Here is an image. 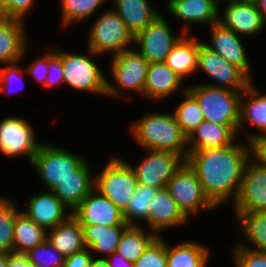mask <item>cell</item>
Returning a JSON list of instances; mask_svg holds the SVG:
<instances>
[{
	"label": "cell",
	"instance_id": "obj_52",
	"mask_svg": "<svg viewBox=\"0 0 266 267\" xmlns=\"http://www.w3.org/2000/svg\"><path fill=\"white\" fill-rule=\"evenodd\" d=\"M9 0H0V15L7 9Z\"/></svg>",
	"mask_w": 266,
	"mask_h": 267
},
{
	"label": "cell",
	"instance_id": "obj_38",
	"mask_svg": "<svg viewBox=\"0 0 266 267\" xmlns=\"http://www.w3.org/2000/svg\"><path fill=\"white\" fill-rule=\"evenodd\" d=\"M28 260L37 267H63L65 256L48 240L25 253Z\"/></svg>",
	"mask_w": 266,
	"mask_h": 267
},
{
	"label": "cell",
	"instance_id": "obj_16",
	"mask_svg": "<svg viewBox=\"0 0 266 267\" xmlns=\"http://www.w3.org/2000/svg\"><path fill=\"white\" fill-rule=\"evenodd\" d=\"M72 215L81 225H128L124 221L123 212L96 189L84 197Z\"/></svg>",
	"mask_w": 266,
	"mask_h": 267
},
{
	"label": "cell",
	"instance_id": "obj_4",
	"mask_svg": "<svg viewBox=\"0 0 266 267\" xmlns=\"http://www.w3.org/2000/svg\"><path fill=\"white\" fill-rule=\"evenodd\" d=\"M132 48L124 50L111 58L109 68L110 74L113 81L117 84L111 83L107 79L106 96L108 98H126L123 94L125 91L126 93L130 91L131 93L135 92V94L137 93L144 96V87L149 62L136 50V48Z\"/></svg>",
	"mask_w": 266,
	"mask_h": 267
},
{
	"label": "cell",
	"instance_id": "obj_1",
	"mask_svg": "<svg viewBox=\"0 0 266 267\" xmlns=\"http://www.w3.org/2000/svg\"><path fill=\"white\" fill-rule=\"evenodd\" d=\"M250 160L249 143L188 152L187 162L196 171L203 191L216 207L236 200L243 170ZM227 202V203H226Z\"/></svg>",
	"mask_w": 266,
	"mask_h": 267
},
{
	"label": "cell",
	"instance_id": "obj_35",
	"mask_svg": "<svg viewBox=\"0 0 266 267\" xmlns=\"http://www.w3.org/2000/svg\"><path fill=\"white\" fill-rule=\"evenodd\" d=\"M109 0H60L61 27L85 21L94 16L95 11L104 6ZM100 7V8H99Z\"/></svg>",
	"mask_w": 266,
	"mask_h": 267
},
{
	"label": "cell",
	"instance_id": "obj_5",
	"mask_svg": "<svg viewBox=\"0 0 266 267\" xmlns=\"http://www.w3.org/2000/svg\"><path fill=\"white\" fill-rule=\"evenodd\" d=\"M95 175V186L101 195L109 198L122 212L129 205L138 181L129 162L120 157L109 158L105 167Z\"/></svg>",
	"mask_w": 266,
	"mask_h": 267
},
{
	"label": "cell",
	"instance_id": "obj_3",
	"mask_svg": "<svg viewBox=\"0 0 266 267\" xmlns=\"http://www.w3.org/2000/svg\"><path fill=\"white\" fill-rule=\"evenodd\" d=\"M187 90L198 101L205 121L222 126H234L238 130L243 91H232L207 83L188 85Z\"/></svg>",
	"mask_w": 266,
	"mask_h": 267
},
{
	"label": "cell",
	"instance_id": "obj_22",
	"mask_svg": "<svg viewBox=\"0 0 266 267\" xmlns=\"http://www.w3.org/2000/svg\"><path fill=\"white\" fill-rule=\"evenodd\" d=\"M25 22L0 16V63L23 60L29 49V38ZM27 50V51H26Z\"/></svg>",
	"mask_w": 266,
	"mask_h": 267
},
{
	"label": "cell",
	"instance_id": "obj_42",
	"mask_svg": "<svg viewBox=\"0 0 266 267\" xmlns=\"http://www.w3.org/2000/svg\"><path fill=\"white\" fill-rule=\"evenodd\" d=\"M48 76L45 81L44 87H56L64 84V74L61 60V49L49 48L48 49Z\"/></svg>",
	"mask_w": 266,
	"mask_h": 267
},
{
	"label": "cell",
	"instance_id": "obj_44",
	"mask_svg": "<svg viewBox=\"0 0 266 267\" xmlns=\"http://www.w3.org/2000/svg\"><path fill=\"white\" fill-rule=\"evenodd\" d=\"M250 160L266 168V134L251 138L249 141Z\"/></svg>",
	"mask_w": 266,
	"mask_h": 267
},
{
	"label": "cell",
	"instance_id": "obj_19",
	"mask_svg": "<svg viewBox=\"0 0 266 267\" xmlns=\"http://www.w3.org/2000/svg\"><path fill=\"white\" fill-rule=\"evenodd\" d=\"M185 81L165 62L149 63L144 87V97L152 101H163L177 92L187 90Z\"/></svg>",
	"mask_w": 266,
	"mask_h": 267
},
{
	"label": "cell",
	"instance_id": "obj_2",
	"mask_svg": "<svg viewBox=\"0 0 266 267\" xmlns=\"http://www.w3.org/2000/svg\"><path fill=\"white\" fill-rule=\"evenodd\" d=\"M131 123L130 135L143 150L170 151L187 160L188 137L173 113H146Z\"/></svg>",
	"mask_w": 266,
	"mask_h": 267
},
{
	"label": "cell",
	"instance_id": "obj_20",
	"mask_svg": "<svg viewBox=\"0 0 266 267\" xmlns=\"http://www.w3.org/2000/svg\"><path fill=\"white\" fill-rule=\"evenodd\" d=\"M188 218L178 208L167 188L159 189L151 200L147 231L155 233L158 237L163 230L184 226Z\"/></svg>",
	"mask_w": 266,
	"mask_h": 267
},
{
	"label": "cell",
	"instance_id": "obj_26",
	"mask_svg": "<svg viewBox=\"0 0 266 267\" xmlns=\"http://www.w3.org/2000/svg\"><path fill=\"white\" fill-rule=\"evenodd\" d=\"M114 11L135 37L161 13L149 0H112Z\"/></svg>",
	"mask_w": 266,
	"mask_h": 267
},
{
	"label": "cell",
	"instance_id": "obj_10",
	"mask_svg": "<svg viewBox=\"0 0 266 267\" xmlns=\"http://www.w3.org/2000/svg\"><path fill=\"white\" fill-rule=\"evenodd\" d=\"M197 70L204 71L215 81L207 85L232 91H244L253 82L241 68L226 61L218 53L207 47L203 41L199 45Z\"/></svg>",
	"mask_w": 266,
	"mask_h": 267
},
{
	"label": "cell",
	"instance_id": "obj_8",
	"mask_svg": "<svg viewBox=\"0 0 266 267\" xmlns=\"http://www.w3.org/2000/svg\"><path fill=\"white\" fill-rule=\"evenodd\" d=\"M89 31L87 48L98 55L114 56L134 45V36L113 8L101 13Z\"/></svg>",
	"mask_w": 266,
	"mask_h": 267
},
{
	"label": "cell",
	"instance_id": "obj_31",
	"mask_svg": "<svg viewBox=\"0 0 266 267\" xmlns=\"http://www.w3.org/2000/svg\"><path fill=\"white\" fill-rule=\"evenodd\" d=\"M209 249L194 240L174 246L167 243V267H207Z\"/></svg>",
	"mask_w": 266,
	"mask_h": 267
},
{
	"label": "cell",
	"instance_id": "obj_21",
	"mask_svg": "<svg viewBox=\"0 0 266 267\" xmlns=\"http://www.w3.org/2000/svg\"><path fill=\"white\" fill-rule=\"evenodd\" d=\"M168 13L185 24L181 29L189 34L192 24L209 26L218 22V5L213 0H168Z\"/></svg>",
	"mask_w": 266,
	"mask_h": 267
},
{
	"label": "cell",
	"instance_id": "obj_12",
	"mask_svg": "<svg viewBox=\"0 0 266 267\" xmlns=\"http://www.w3.org/2000/svg\"><path fill=\"white\" fill-rule=\"evenodd\" d=\"M168 23L160 14L134 37L136 50L149 63L165 62L173 46L184 35L183 32L176 35Z\"/></svg>",
	"mask_w": 266,
	"mask_h": 267
},
{
	"label": "cell",
	"instance_id": "obj_53",
	"mask_svg": "<svg viewBox=\"0 0 266 267\" xmlns=\"http://www.w3.org/2000/svg\"><path fill=\"white\" fill-rule=\"evenodd\" d=\"M217 5L218 8H220V4L223 3L224 0H213Z\"/></svg>",
	"mask_w": 266,
	"mask_h": 267
},
{
	"label": "cell",
	"instance_id": "obj_46",
	"mask_svg": "<svg viewBox=\"0 0 266 267\" xmlns=\"http://www.w3.org/2000/svg\"><path fill=\"white\" fill-rule=\"evenodd\" d=\"M93 258L89 248L65 257L63 267H89Z\"/></svg>",
	"mask_w": 266,
	"mask_h": 267
},
{
	"label": "cell",
	"instance_id": "obj_49",
	"mask_svg": "<svg viewBox=\"0 0 266 267\" xmlns=\"http://www.w3.org/2000/svg\"><path fill=\"white\" fill-rule=\"evenodd\" d=\"M89 267H108V263L105 258H98L96 255L91 259Z\"/></svg>",
	"mask_w": 266,
	"mask_h": 267
},
{
	"label": "cell",
	"instance_id": "obj_39",
	"mask_svg": "<svg viewBox=\"0 0 266 267\" xmlns=\"http://www.w3.org/2000/svg\"><path fill=\"white\" fill-rule=\"evenodd\" d=\"M133 267H167V242L165 238L163 236L157 237L133 263Z\"/></svg>",
	"mask_w": 266,
	"mask_h": 267
},
{
	"label": "cell",
	"instance_id": "obj_18",
	"mask_svg": "<svg viewBox=\"0 0 266 267\" xmlns=\"http://www.w3.org/2000/svg\"><path fill=\"white\" fill-rule=\"evenodd\" d=\"M210 27L211 42L205 45L218 53L226 61L241 68L253 81L251 64L243 42L233 30L224 28L218 22Z\"/></svg>",
	"mask_w": 266,
	"mask_h": 267
},
{
	"label": "cell",
	"instance_id": "obj_48",
	"mask_svg": "<svg viewBox=\"0 0 266 267\" xmlns=\"http://www.w3.org/2000/svg\"><path fill=\"white\" fill-rule=\"evenodd\" d=\"M108 267H133V263L127 261L123 256L119 255L117 252L112 253L105 258Z\"/></svg>",
	"mask_w": 266,
	"mask_h": 267
},
{
	"label": "cell",
	"instance_id": "obj_51",
	"mask_svg": "<svg viewBox=\"0 0 266 267\" xmlns=\"http://www.w3.org/2000/svg\"><path fill=\"white\" fill-rule=\"evenodd\" d=\"M0 267H7V253L0 252Z\"/></svg>",
	"mask_w": 266,
	"mask_h": 267
},
{
	"label": "cell",
	"instance_id": "obj_14",
	"mask_svg": "<svg viewBox=\"0 0 266 267\" xmlns=\"http://www.w3.org/2000/svg\"><path fill=\"white\" fill-rule=\"evenodd\" d=\"M225 2L227 5L222 9L223 12L218 8V23L221 26L245 38L265 31L266 22L254 1L224 0L223 3Z\"/></svg>",
	"mask_w": 266,
	"mask_h": 267
},
{
	"label": "cell",
	"instance_id": "obj_30",
	"mask_svg": "<svg viewBox=\"0 0 266 267\" xmlns=\"http://www.w3.org/2000/svg\"><path fill=\"white\" fill-rule=\"evenodd\" d=\"M236 222L238 223L236 231H239L251 243L247 246L239 241L235 246H242L250 250L266 253V211L247 213L244 211H234ZM254 245V247H252Z\"/></svg>",
	"mask_w": 266,
	"mask_h": 267
},
{
	"label": "cell",
	"instance_id": "obj_25",
	"mask_svg": "<svg viewBox=\"0 0 266 267\" xmlns=\"http://www.w3.org/2000/svg\"><path fill=\"white\" fill-rule=\"evenodd\" d=\"M237 136L238 130L234 126H222L204 120L188 137V152L231 145Z\"/></svg>",
	"mask_w": 266,
	"mask_h": 267
},
{
	"label": "cell",
	"instance_id": "obj_17",
	"mask_svg": "<svg viewBox=\"0 0 266 267\" xmlns=\"http://www.w3.org/2000/svg\"><path fill=\"white\" fill-rule=\"evenodd\" d=\"M26 204L25 211L21 212L47 231L72 215V211L49 190L31 195Z\"/></svg>",
	"mask_w": 266,
	"mask_h": 267
},
{
	"label": "cell",
	"instance_id": "obj_40",
	"mask_svg": "<svg viewBox=\"0 0 266 267\" xmlns=\"http://www.w3.org/2000/svg\"><path fill=\"white\" fill-rule=\"evenodd\" d=\"M19 62L20 61H17L14 63L2 64L4 65V67L0 68V94L1 93L7 94V92L13 94L14 88L12 84H15V83L18 85V91H19V88L23 87L21 84H23L24 82L23 81L24 75H25L24 72H26V69H23L22 65H19Z\"/></svg>",
	"mask_w": 266,
	"mask_h": 267
},
{
	"label": "cell",
	"instance_id": "obj_13",
	"mask_svg": "<svg viewBox=\"0 0 266 267\" xmlns=\"http://www.w3.org/2000/svg\"><path fill=\"white\" fill-rule=\"evenodd\" d=\"M146 155L136 166L131 165L138 183L156 188H167L169 180L186 161L170 151L144 150Z\"/></svg>",
	"mask_w": 266,
	"mask_h": 267
},
{
	"label": "cell",
	"instance_id": "obj_11",
	"mask_svg": "<svg viewBox=\"0 0 266 267\" xmlns=\"http://www.w3.org/2000/svg\"><path fill=\"white\" fill-rule=\"evenodd\" d=\"M42 144L25 118L8 116L0 121V153L4 157L26 156L31 163Z\"/></svg>",
	"mask_w": 266,
	"mask_h": 267
},
{
	"label": "cell",
	"instance_id": "obj_41",
	"mask_svg": "<svg viewBox=\"0 0 266 267\" xmlns=\"http://www.w3.org/2000/svg\"><path fill=\"white\" fill-rule=\"evenodd\" d=\"M234 267H266V253L257 252L242 246H233Z\"/></svg>",
	"mask_w": 266,
	"mask_h": 267
},
{
	"label": "cell",
	"instance_id": "obj_32",
	"mask_svg": "<svg viewBox=\"0 0 266 267\" xmlns=\"http://www.w3.org/2000/svg\"><path fill=\"white\" fill-rule=\"evenodd\" d=\"M13 235V253L17 254H25L47 240V230L21 211L15 217Z\"/></svg>",
	"mask_w": 266,
	"mask_h": 267
},
{
	"label": "cell",
	"instance_id": "obj_28",
	"mask_svg": "<svg viewBox=\"0 0 266 267\" xmlns=\"http://www.w3.org/2000/svg\"><path fill=\"white\" fill-rule=\"evenodd\" d=\"M47 240L65 257L86 248L83 227L73 215L49 229Z\"/></svg>",
	"mask_w": 266,
	"mask_h": 267
},
{
	"label": "cell",
	"instance_id": "obj_6",
	"mask_svg": "<svg viewBox=\"0 0 266 267\" xmlns=\"http://www.w3.org/2000/svg\"><path fill=\"white\" fill-rule=\"evenodd\" d=\"M86 160L87 158L70 150L43 142L30 164L38 177L40 176L41 183L45 184L47 190L52 191L59 182L72 176Z\"/></svg>",
	"mask_w": 266,
	"mask_h": 267
},
{
	"label": "cell",
	"instance_id": "obj_9",
	"mask_svg": "<svg viewBox=\"0 0 266 267\" xmlns=\"http://www.w3.org/2000/svg\"><path fill=\"white\" fill-rule=\"evenodd\" d=\"M167 189L178 208L189 219L202 210L217 208L206 197L196 171L185 161L169 180Z\"/></svg>",
	"mask_w": 266,
	"mask_h": 267
},
{
	"label": "cell",
	"instance_id": "obj_29",
	"mask_svg": "<svg viewBox=\"0 0 266 267\" xmlns=\"http://www.w3.org/2000/svg\"><path fill=\"white\" fill-rule=\"evenodd\" d=\"M84 230V242L94 257V252L100 253L99 258H106L116 252L124 230L129 225L103 226L81 225ZM102 254V256H101Z\"/></svg>",
	"mask_w": 266,
	"mask_h": 267
},
{
	"label": "cell",
	"instance_id": "obj_23",
	"mask_svg": "<svg viewBox=\"0 0 266 267\" xmlns=\"http://www.w3.org/2000/svg\"><path fill=\"white\" fill-rule=\"evenodd\" d=\"M248 124L255 127L258 133H249L245 131L246 142L255 136L266 134V93L263 91L260 92L253 82L243 91L241 96L238 135L241 131L243 134V128Z\"/></svg>",
	"mask_w": 266,
	"mask_h": 267
},
{
	"label": "cell",
	"instance_id": "obj_37",
	"mask_svg": "<svg viewBox=\"0 0 266 267\" xmlns=\"http://www.w3.org/2000/svg\"><path fill=\"white\" fill-rule=\"evenodd\" d=\"M10 198L0 195V252L13 253L14 222L21 211Z\"/></svg>",
	"mask_w": 266,
	"mask_h": 267
},
{
	"label": "cell",
	"instance_id": "obj_47",
	"mask_svg": "<svg viewBox=\"0 0 266 267\" xmlns=\"http://www.w3.org/2000/svg\"><path fill=\"white\" fill-rule=\"evenodd\" d=\"M7 267H37L32 264L25 254H7Z\"/></svg>",
	"mask_w": 266,
	"mask_h": 267
},
{
	"label": "cell",
	"instance_id": "obj_54",
	"mask_svg": "<svg viewBox=\"0 0 266 267\" xmlns=\"http://www.w3.org/2000/svg\"><path fill=\"white\" fill-rule=\"evenodd\" d=\"M237 1H254V0H237Z\"/></svg>",
	"mask_w": 266,
	"mask_h": 267
},
{
	"label": "cell",
	"instance_id": "obj_7",
	"mask_svg": "<svg viewBox=\"0 0 266 267\" xmlns=\"http://www.w3.org/2000/svg\"><path fill=\"white\" fill-rule=\"evenodd\" d=\"M87 50L89 55L71 53V51L61 49L64 83L78 92L106 97L107 78L101 68L92 60L93 56L99 55L90 49Z\"/></svg>",
	"mask_w": 266,
	"mask_h": 267
},
{
	"label": "cell",
	"instance_id": "obj_15",
	"mask_svg": "<svg viewBox=\"0 0 266 267\" xmlns=\"http://www.w3.org/2000/svg\"><path fill=\"white\" fill-rule=\"evenodd\" d=\"M233 208L247 213L266 211V168L247 162Z\"/></svg>",
	"mask_w": 266,
	"mask_h": 267
},
{
	"label": "cell",
	"instance_id": "obj_34",
	"mask_svg": "<svg viewBox=\"0 0 266 267\" xmlns=\"http://www.w3.org/2000/svg\"><path fill=\"white\" fill-rule=\"evenodd\" d=\"M159 189L160 188L138 183L136 191L133 193L129 205L123 212L125 223L136 226L140 225L139 222H146L151 210V200Z\"/></svg>",
	"mask_w": 266,
	"mask_h": 267
},
{
	"label": "cell",
	"instance_id": "obj_43",
	"mask_svg": "<svg viewBox=\"0 0 266 267\" xmlns=\"http://www.w3.org/2000/svg\"><path fill=\"white\" fill-rule=\"evenodd\" d=\"M35 2V0H9L7 9L0 16L25 21Z\"/></svg>",
	"mask_w": 266,
	"mask_h": 267
},
{
	"label": "cell",
	"instance_id": "obj_33",
	"mask_svg": "<svg viewBox=\"0 0 266 267\" xmlns=\"http://www.w3.org/2000/svg\"><path fill=\"white\" fill-rule=\"evenodd\" d=\"M157 237L142 225H129L121 236L116 252L134 263Z\"/></svg>",
	"mask_w": 266,
	"mask_h": 267
},
{
	"label": "cell",
	"instance_id": "obj_36",
	"mask_svg": "<svg viewBox=\"0 0 266 267\" xmlns=\"http://www.w3.org/2000/svg\"><path fill=\"white\" fill-rule=\"evenodd\" d=\"M182 96L184 100L176 107L174 116L182 132L189 137L204 121V117L198 101L188 90Z\"/></svg>",
	"mask_w": 266,
	"mask_h": 267
},
{
	"label": "cell",
	"instance_id": "obj_45",
	"mask_svg": "<svg viewBox=\"0 0 266 267\" xmlns=\"http://www.w3.org/2000/svg\"><path fill=\"white\" fill-rule=\"evenodd\" d=\"M43 56L35 59L26 67V73L33 77L40 85L44 86L48 76V51L43 52Z\"/></svg>",
	"mask_w": 266,
	"mask_h": 267
},
{
	"label": "cell",
	"instance_id": "obj_27",
	"mask_svg": "<svg viewBox=\"0 0 266 267\" xmlns=\"http://www.w3.org/2000/svg\"><path fill=\"white\" fill-rule=\"evenodd\" d=\"M202 41L184 34L173 46L171 52L167 55L165 64L169 66L183 80L197 71V61L199 45Z\"/></svg>",
	"mask_w": 266,
	"mask_h": 267
},
{
	"label": "cell",
	"instance_id": "obj_50",
	"mask_svg": "<svg viewBox=\"0 0 266 267\" xmlns=\"http://www.w3.org/2000/svg\"><path fill=\"white\" fill-rule=\"evenodd\" d=\"M258 11L261 13L263 20L266 22V0H254Z\"/></svg>",
	"mask_w": 266,
	"mask_h": 267
},
{
	"label": "cell",
	"instance_id": "obj_24",
	"mask_svg": "<svg viewBox=\"0 0 266 267\" xmlns=\"http://www.w3.org/2000/svg\"><path fill=\"white\" fill-rule=\"evenodd\" d=\"M85 161L72 176L66 178L52 190V192L72 212L80 205L81 201L95 186V176L92 175V166ZM90 165V166H89Z\"/></svg>",
	"mask_w": 266,
	"mask_h": 267
}]
</instances>
